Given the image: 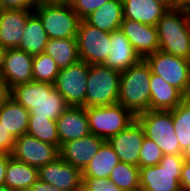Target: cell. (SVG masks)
<instances>
[{"label": "cell", "mask_w": 190, "mask_h": 191, "mask_svg": "<svg viewBox=\"0 0 190 191\" xmlns=\"http://www.w3.org/2000/svg\"><path fill=\"white\" fill-rule=\"evenodd\" d=\"M12 97V89L9 84L0 77V108L3 107Z\"/></svg>", "instance_id": "f35d334b"}, {"label": "cell", "mask_w": 190, "mask_h": 191, "mask_svg": "<svg viewBox=\"0 0 190 191\" xmlns=\"http://www.w3.org/2000/svg\"><path fill=\"white\" fill-rule=\"evenodd\" d=\"M34 56L18 48L6 49L0 77L10 88L33 81Z\"/></svg>", "instance_id": "9a60e30c"}, {"label": "cell", "mask_w": 190, "mask_h": 191, "mask_svg": "<svg viewBox=\"0 0 190 191\" xmlns=\"http://www.w3.org/2000/svg\"><path fill=\"white\" fill-rule=\"evenodd\" d=\"M7 168V154L0 153V187L4 186Z\"/></svg>", "instance_id": "60d3db41"}, {"label": "cell", "mask_w": 190, "mask_h": 191, "mask_svg": "<svg viewBox=\"0 0 190 191\" xmlns=\"http://www.w3.org/2000/svg\"><path fill=\"white\" fill-rule=\"evenodd\" d=\"M120 30L142 59L159 50V38L156 26L123 19Z\"/></svg>", "instance_id": "e0dca14e"}, {"label": "cell", "mask_w": 190, "mask_h": 191, "mask_svg": "<svg viewBox=\"0 0 190 191\" xmlns=\"http://www.w3.org/2000/svg\"><path fill=\"white\" fill-rule=\"evenodd\" d=\"M165 5L168 9H178L184 7L182 0H156Z\"/></svg>", "instance_id": "b9f144b4"}, {"label": "cell", "mask_w": 190, "mask_h": 191, "mask_svg": "<svg viewBox=\"0 0 190 191\" xmlns=\"http://www.w3.org/2000/svg\"><path fill=\"white\" fill-rule=\"evenodd\" d=\"M183 164L180 155L168 154L155 166L139 167L140 191H182Z\"/></svg>", "instance_id": "5b68a950"}, {"label": "cell", "mask_w": 190, "mask_h": 191, "mask_svg": "<svg viewBox=\"0 0 190 191\" xmlns=\"http://www.w3.org/2000/svg\"><path fill=\"white\" fill-rule=\"evenodd\" d=\"M123 18L156 26L169 10L156 0H122Z\"/></svg>", "instance_id": "44dd1931"}, {"label": "cell", "mask_w": 190, "mask_h": 191, "mask_svg": "<svg viewBox=\"0 0 190 191\" xmlns=\"http://www.w3.org/2000/svg\"><path fill=\"white\" fill-rule=\"evenodd\" d=\"M5 48L0 46V75H1V70L3 66V58H4V53H5Z\"/></svg>", "instance_id": "ee69618b"}, {"label": "cell", "mask_w": 190, "mask_h": 191, "mask_svg": "<svg viewBox=\"0 0 190 191\" xmlns=\"http://www.w3.org/2000/svg\"><path fill=\"white\" fill-rule=\"evenodd\" d=\"M110 43V54L104 66L124 72L142 59L120 29L111 32Z\"/></svg>", "instance_id": "ffe728a7"}, {"label": "cell", "mask_w": 190, "mask_h": 191, "mask_svg": "<svg viewBox=\"0 0 190 191\" xmlns=\"http://www.w3.org/2000/svg\"><path fill=\"white\" fill-rule=\"evenodd\" d=\"M109 0H68L74 12L83 20Z\"/></svg>", "instance_id": "e575fe53"}, {"label": "cell", "mask_w": 190, "mask_h": 191, "mask_svg": "<svg viewBox=\"0 0 190 191\" xmlns=\"http://www.w3.org/2000/svg\"><path fill=\"white\" fill-rule=\"evenodd\" d=\"M86 114L90 133L105 141L124 130L136 119V116L119 103L88 107Z\"/></svg>", "instance_id": "ba28073f"}, {"label": "cell", "mask_w": 190, "mask_h": 191, "mask_svg": "<svg viewBox=\"0 0 190 191\" xmlns=\"http://www.w3.org/2000/svg\"><path fill=\"white\" fill-rule=\"evenodd\" d=\"M108 179L126 191H140L139 167L119 162L111 171Z\"/></svg>", "instance_id": "4dcf8cb0"}, {"label": "cell", "mask_w": 190, "mask_h": 191, "mask_svg": "<svg viewBox=\"0 0 190 191\" xmlns=\"http://www.w3.org/2000/svg\"><path fill=\"white\" fill-rule=\"evenodd\" d=\"M0 191H13V190L9 189L7 186H1Z\"/></svg>", "instance_id": "bcb514c9"}, {"label": "cell", "mask_w": 190, "mask_h": 191, "mask_svg": "<svg viewBox=\"0 0 190 191\" xmlns=\"http://www.w3.org/2000/svg\"><path fill=\"white\" fill-rule=\"evenodd\" d=\"M156 27L160 51L190 60V27L185 6L169 9Z\"/></svg>", "instance_id": "3957f363"}, {"label": "cell", "mask_w": 190, "mask_h": 191, "mask_svg": "<svg viewBox=\"0 0 190 191\" xmlns=\"http://www.w3.org/2000/svg\"><path fill=\"white\" fill-rule=\"evenodd\" d=\"M104 142V139L90 133L85 137L63 143L59 148V156L66 163L83 171Z\"/></svg>", "instance_id": "2e32d148"}, {"label": "cell", "mask_w": 190, "mask_h": 191, "mask_svg": "<svg viewBox=\"0 0 190 191\" xmlns=\"http://www.w3.org/2000/svg\"><path fill=\"white\" fill-rule=\"evenodd\" d=\"M41 0H1V9L34 10Z\"/></svg>", "instance_id": "8d00e7d4"}, {"label": "cell", "mask_w": 190, "mask_h": 191, "mask_svg": "<svg viewBox=\"0 0 190 191\" xmlns=\"http://www.w3.org/2000/svg\"><path fill=\"white\" fill-rule=\"evenodd\" d=\"M49 39L77 38L81 18L67 1L41 0L34 9Z\"/></svg>", "instance_id": "277c9868"}, {"label": "cell", "mask_w": 190, "mask_h": 191, "mask_svg": "<svg viewBox=\"0 0 190 191\" xmlns=\"http://www.w3.org/2000/svg\"><path fill=\"white\" fill-rule=\"evenodd\" d=\"M44 53L55 60L59 69L67 68L80 60L77 38L49 39Z\"/></svg>", "instance_id": "4316f807"}, {"label": "cell", "mask_w": 190, "mask_h": 191, "mask_svg": "<svg viewBox=\"0 0 190 191\" xmlns=\"http://www.w3.org/2000/svg\"><path fill=\"white\" fill-rule=\"evenodd\" d=\"M29 191H62L56 186L44 183L41 179L37 178L31 185Z\"/></svg>", "instance_id": "ab89813d"}, {"label": "cell", "mask_w": 190, "mask_h": 191, "mask_svg": "<svg viewBox=\"0 0 190 191\" xmlns=\"http://www.w3.org/2000/svg\"><path fill=\"white\" fill-rule=\"evenodd\" d=\"M182 103L188 108L190 109V89L183 94L182 97Z\"/></svg>", "instance_id": "7bdbcfd3"}, {"label": "cell", "mask_w": 190, "mask_h": 191, "mask_svg": "<svg viewBox=\"0 0 190 191\" xmlns=\"http://www.w3.org/2000/svg\"><path fill=\"white\" fill-rule=\"evenodd\" d=\"M27 134L40 141L56 145L60 148V140L55 120L37 116H29V126Z\"/></svg>", "instance_id": "f546056e"}, {"label": "cell", "mask_w": 190, "mask_h": 191, "mask_svg": "<svg viewBox=\"0 0 190 191\" xmlns=\"http://www.w3.org/2000/svg\"><path fill=\"white\" fill-rule=\"evenodd\" d=\"M12 98L29 110V116L55 121L69 107L51 83L32 81L17 85L12 88Z\"/></svg>", "instance_id": "6da1fadb"}, {"label": "cell", "mask_w": 190, "mask_h": 191, "mask_svg": "<svg viewBox=\"0 0 190 191\" xmlns=\"http://www.w3.org/2000/svg\"><path fill=\"white\" fill-rule=\"evenodd\" d=\"M163 158L161 148L152 140L145 137L139 156V167L155 166Z\"/></svg>", "instance_id": "d6a6232c"}, {"label": "cell", "mask_w": 190, "mask_h": 191, "mask_svg": "<svg viewBox=\"0 0 190 191\" xmlns=\"http://www.w3.org/2000/svg\"><path fill=\"white\" fill-rule=\"evenodd\" d=\"M88 75L89 64L82 60L60 69L54 87L69 106L86 107Z\"/></svg>", "instance_id": "30bf717a"}, {"label": "cell", "mask_w": 190, "mask_h": 191, "mask_svg": "<svg viewBox=\"0 0 190 191\" xmlns=\"http://www.w3.org/2000/svg\"><path fill=\"white\" fill-rule=\"evenodd\" d=\"M119 162V157L110 144L105 141L82 171V177L108 178Z\"/></svg>", "instance_id": "83f0119b"}, {"label": "cell", "mask_w": 190, "mask_h": 191, "mask_svg": "<svg viewBox=\"0 0 190 191\" xmlns=\"http://www.w3.org/2000/svg\"><path fill=\"white\" fill-rule=\"evenodd\" d=\"M144 139V129L135 119L124 130L110 137L107 142L119 157L120 162L139 167L140 150Z\"/></svg>", "instance_id": "4fadbf2b"}, {"label": "cell", "mask_w": 190, "mask_h": 191, "mask_svg": "<svg viewBox=\"0 0 190 191\" xmlns=\"http://www.w3.org/2000/svg\"><path fill=\"white\" fill-rule=\"evenodd\" d=\"M29 115V110L18 104L12 97L0 108V122L15 139L27 133Z\"/></svg>", "instance_id": "d4e9b609"}, {"label": "cell", "mask_w": 190, "mask_h": 191, "mask_svg": "<svg viewBox=\"0 0 190 191\" xmlns=\"http://www.w3.org/2000/svg\"><path fill=\"white\" fill-rule=\"evenodd\" d=\"M50 1H68V0H50Z\"/></svg>", "instance_id": "c3c4849f"}, {"label": "cell", "mask_w": 190, "mask_h": 191, "mask_svg": "<svg viewBox=\"0 0 190 191\" xmlns=\"http://www.w3.org/2000/svg\"><path fill=\"white\" fill-rule=\"evenodd\" d=\"M151 74L145 59L121 72L117 103L123 105L134 116L150 110Z\"/></svg>", "instance_id": "7a4b0ae2"}, {"label": "cell", "mask_w": 190, "mask_h": 191, "mask_svg": "<svg viewBox=\"0 0 190 191\" xmlns=\"http://www.w3.org/2000/svg\"><path fill=\"white\" fill-rule=\"evenodd\" d=\"M38 178V169L7 154V168L4 186L13 191H29Z\"/></svg>", "instance_id": "cb8c5ba5"}, {"label": "cell", "mask_w": 190, "mask_h": 191, "mask_svg": "<svg viewBox=\"0 0 190 191\" xmlns=\"http://www.w3.org/2000/svg\"><path fill=\"white\" fill-rule=\"evenodd\" d=\"M144 59L150 66L152 74L160 76L182 94L190 89V60L160 50Z\"/></svg>", "instance_id": "9c48e42d"}, {"label": "cell", "mask_w": 190, "mask_h": 191, "mask_svg": "<svg viewBox=\"0 0 190 191\" xmlns=\"http://www.w3.org/2000/svg\"><path fill=\"white\" fill-rule=\"evenodd\" d=\"M110 34L81 20L77 32L80 60L89 65L104 64L110 54Z\"/></svg>", "instance_id": "8fae6325"}, {"label": "cell", "mask_w": 190, "mask_h": 191, "mask_svg": "<svg viewBox=\"0 0 190 191\" xmlns=\"http://www.w3.org/2000/svg\"><path fill=\"white\" fill-rule=\"evenodd\" d=\"M82 191H126L113 184L108 178L82 177Z\"/></svg>", "instance_id": "836d02e7"}, {"label": "cell", "mask_w": 190, "mask_h": 191, "mask_svg": "<svg viewBox=\"0 0 190 191\" xmlns=\"http://www.w3.org/2000/svg\"><path fill=\"white\" fill-rule=\"evenodd\" d=\"M55 60L45 53L34 55L33 81L54 84L59 74Z\"/></svg>", "instance_id": "1f68e13d"}, {"label": "cell", "mask_w": 190, "mask_h": 191, "mask_svg": "<svg viewBox=\"0 0 190 191\" xmlns=\"http://www.w3.org/2000/svg\"><path fill=\"white\" fill-rule=\"evenodd\" d=\"M175 134L181 149L180 156L184 162L190 161V109L183 103L172 110Z\"/></svg>", "instance_id": "f1b7e54d"}, {"label": "cell", "mask_w": 190, "mask_h": 191, "mask_svg": "<svg viewBox=\"0 0 190 191\" xmlns=\"http://www.w3.org/2000/svg\"><path fill=\"white\" fill-rule=\"evenodd\" d=\"M48 40L47 32L43 28L40 18L33 12L28 17L21 42L17 48L34 56L44 53Z\"/></svg>", "instance_id": "484cf974"}, {"label": "cell", "mask_w": 190, "mask_h": 191, "mask_svg": "<svg viewBox=\"0 0 190 191\" xmlns=\"http://www.w3.org/2000/svg\"><path fill=\"white\" fill-rule=\"evenodd\" d=\"M38 178L62 191H82V171L66 163L60 156L38 168Z\"/></svg>", "instance_id": "5bb4252c"}, {"label": "cell", "mask_w": 190, "mask_h": 191, "mask_svg": "<svg viewBox=\"0 0 190 191\" xmlns=\"http://www.w3.org/2000/svg\"><path fill=\"white\" fill-rule=\"evenodd\" d=\"M11 156L38 169L58 158L59 148L26 133L15 139Z\"/></svg>", "instance_id": "7c38bea8"}, {"label": "cell", "mask_w": 190, "mask_h": 191, "mask_svg": "<svg viewBox=\"0 0 190 191\" xmlns=\"http://www.w3.org/2000/svg\"><path fill=\"white\" fill-rule=\"evenodd\" d=\"M150 91V110L170 111L182 103L183 94L158 75L151 74Z\"/></svg>", "instance_id": "7402d4cb"}, {"label": "cell", "mask_w": 190, "mask_h": 191, "mask_svg": "<svg viewBox=\"0 0 190 191\" xmlns=\"http://www.w3.org/2000/svg\"><path fill=\"white\" fill-rule=\"evenodd\" d=\"M123 19L122 0H109L83 20L93 27L111 33L120 29Z\"/></svg>", "instance_id": "603a6c76"}, {"label": "cell", "mask_w": 190, "mask_h": 191, "mask_svg": "<svg viewBox=\"0 0 190 191\" xmlns=\"http://www.w3.org/2000/svg\"><path fill=\"white\" fill-rule=\"evenodd\" d=\"M145 137L152 139L163 155H180L181 149L172 121V110H148L136 116Z\"/></svg>", "instance_id": "8992f818"}, {"label": "cell", "mask_w": 190, "mask_h": 191, "mask_svg": "<svg viewBox=\"0 0 190 191\" xmlns=\"http://www.w3.org/2000/svg\"><path fill=\"white\" fill-rule=\"evenodd\" d=\"M121 72L107 66L89 65L86 108L117 103Z\"/></svg>", "instance_id": "52a82bcc"}, {"label": "cell", "mask_w": 190, "mask_h": 191, "mask_svg": "<svg viewBox=\"0 0 190 191\" xmlns=\"http://www.w3.org/2000/svg\"><path fill=\"white\" fill-rule=\"evenodd\" d=\"M186 10H187V15H188V22H189V27H190V4L186 5Z\"/></svg>", "instance_id": "f6af8a7d"}, {"label": "cell", "mask_w": 190, "mask_h": 191, "mask_svg": "<svg viewBox=\"0 0 190 191\" xmlns=\"http://www.w3.org/2000/svg\"><path fill=\"white\" fill-rule=\"evenodd\" d=\"M180 185L182 191H190V161L184 162L181 175H180Z\"/></svg>", "instance_id": "74e56055"}, {"label": "cell", "mask_w": 190, "mask_h": 191, "mask_svg": "<svg viewBox=\"0 0 190 191\" xmlns=\"http://www.w3.org/2000/svg\"><path fill=\"white\" fill-rule=\"evenodd\" d=\"M34 10L0 9V46L17 48L21 42L28 17Z\"/></svg>", "instance_id": "ac0fdd59"}, {"label": "cell", "mask_w": 190, "mask_h": 191, "mask_svg": "<svg viewBox=\"0 0 190 191\" xmlns=\"http://www.w3.org/2000/svg\"><path fill=\"white\" fill-rule=\"evenodd\" d=\"M60 146L90 134L86 107L69 106L56 120Z\"/></svg>", "instance_id": "d6986e66"}, {"label": "cell", "mask_w": 190, "mask_h": 191, "mask_svg": "<svg viewBox=\"0 0 190 191\" xmlns=\"http://www.w3.org/2000/svg\"><path fill=\"white\" fill-rule=\"evenodd\" d=\"M15 138L0 122V153L11 155L14 149Z\"/></svg>", "instance_id": "d590c367"}, {"label": "cell", "mask_w": 190, "mask_h": 191, "mask_svg": "<svg viewBox=\"0 0 190 191\" xmlns=\"http://www.w3.org/2000/svg\"><path fill=\"white\" fill-rule=\"evenodd\" d=\"M183 1V4L186 6L188 4H190V0H182Z\"/></svg>", "instance_id": "7dc6e473"}]
</instances>
